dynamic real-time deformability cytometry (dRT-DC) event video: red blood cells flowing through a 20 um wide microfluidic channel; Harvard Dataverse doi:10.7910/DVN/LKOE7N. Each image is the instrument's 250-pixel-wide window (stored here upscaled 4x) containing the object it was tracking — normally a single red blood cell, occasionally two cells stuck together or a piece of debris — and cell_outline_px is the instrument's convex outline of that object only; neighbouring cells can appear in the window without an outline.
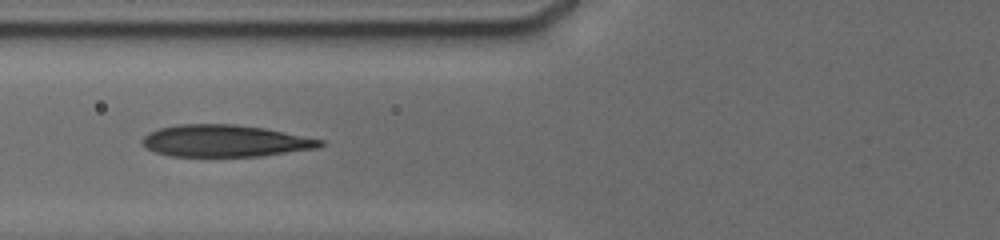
{"species": "human", "species_latin": "Homo sapiens", "temperature_condition": "cold", "stored_images_in_passage": 5, "camera_frame_rate_fps": 3000, "um_per_image_px": 0.085, "donor": {"sex": "male"}, "frame": {"image": 1, "passage_image": 4, "time_ms": 3.333, "image_size_px": [1000, 240], "cell_outline_px": [[324, 144], [320, 148], [260, 156], [172, 156], [156, 152], [148, 148], [140, 140], [148, 132], [160, 128], [180, 124], [236, 124], [264, 128], [324, 140]], "centroid_in_image_um": [19.15, 11.97], "position_along_channel_um": 106.6, "area_um2": 33.0}}